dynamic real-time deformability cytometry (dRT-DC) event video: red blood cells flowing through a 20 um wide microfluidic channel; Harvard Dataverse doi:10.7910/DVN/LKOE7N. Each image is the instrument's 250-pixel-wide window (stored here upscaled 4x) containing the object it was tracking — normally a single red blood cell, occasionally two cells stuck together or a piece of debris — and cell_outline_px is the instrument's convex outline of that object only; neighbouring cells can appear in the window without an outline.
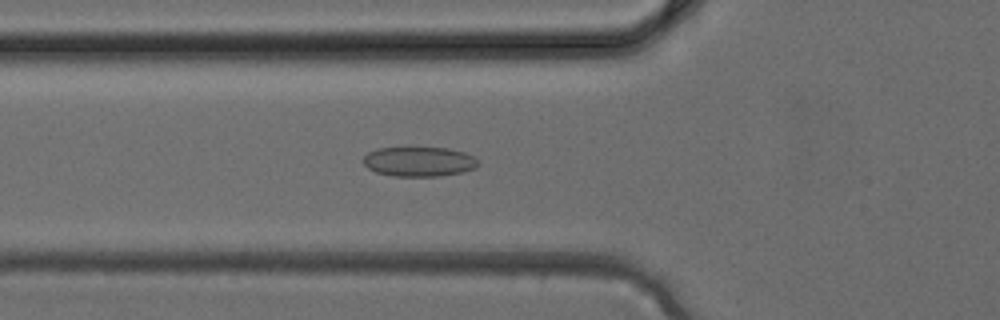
{"species": "common noctule bat (a hibernating species)", "species_latin": "Nyctalus noctula", "temperature_condition": "cold", "stored_images_in_passage": 29, "camera_frame_rate_fps": 3000, "um_per_image_px": 0.085, "animal": {"sex": "female", "body_mass_g": 24.6, "forearm_length_mm": 56.2}, "frame": {"image": 1, "passage_image": 7, "time_ms": 2.0, "image_size_px": [1000, 320], "cell_outline_px": [[480, 164], [476, 168], [464, 172], [440, 176], [392, 176], [376, 172], [368, 168], [364, 164], [364, 156], [368, 152], [376, 148], [448, 148], [464, 152], [472, 156]], "centroid_in_image_um": [35.63, 13.74], "position_along_channel_um": 90.2, "area_um2": 19.88}}
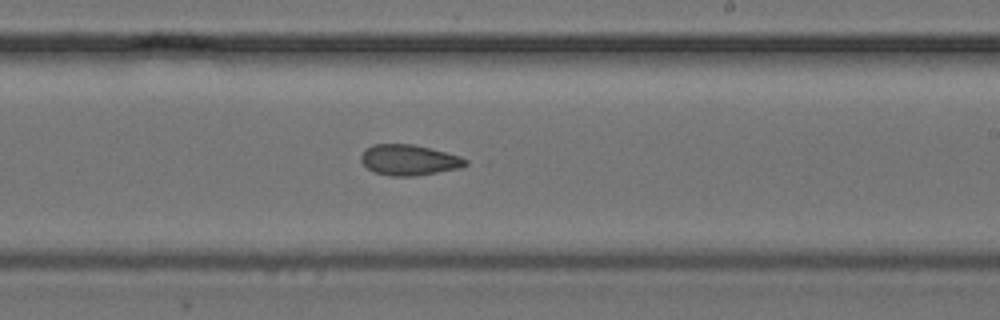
{"frame": {"image": 2, "passage_image": 16, "time_ms": 5.0, "image_size_px": [1000, 320], "cell_outline_px": [[468, 164], [460, 168], [416, 176], [392, 176], [376, 172], [368, 168], [360, 160], [360, 156], [364, 148], [372, 144], [412, 144], [460, 156], [468, 160]], "centroid_in_image_um": [34.75, 13.59], "position_along_channel_um": 254.3, "area_um2": 18.61}}
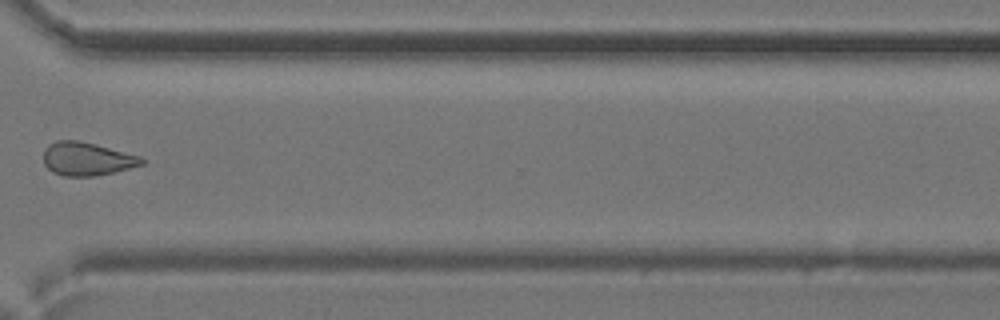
{"frame": {"image": 3, "passage_image": 22, "time_ms": 7.0, "image_size_px": [1000, 320], "cell_outline_px": [[144, 164], [96, 176], [64, 176], [52, 172], [44, 164], [44, 148], [48, 144], [56, 140], [80, 140], [96, 144], [140, 156], [144, 160]], "centroid_in_image_um": [7.35, 13.49], "position_along_channel_um": 363.3, "area_um2": 19.07}}